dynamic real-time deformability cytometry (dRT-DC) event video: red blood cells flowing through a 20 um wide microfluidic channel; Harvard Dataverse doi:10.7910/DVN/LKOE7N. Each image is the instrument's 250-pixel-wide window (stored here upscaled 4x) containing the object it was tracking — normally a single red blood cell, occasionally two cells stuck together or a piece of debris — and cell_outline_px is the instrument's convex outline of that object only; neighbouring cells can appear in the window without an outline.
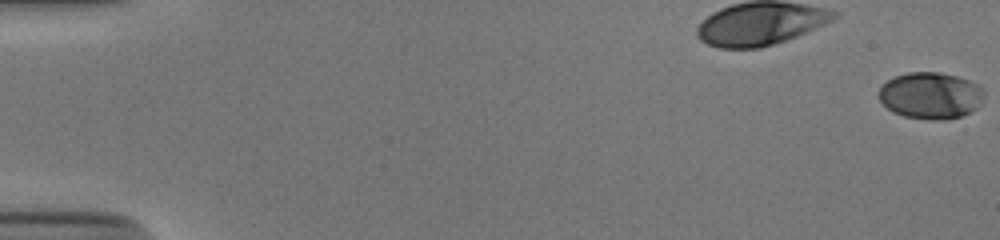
{"species": "human", "species_latin": "Homo sapiens", "temperature_condition": "cold", "stored_images_in_passage": 55, "camera_frame_rate_fps": 3000, "um_per_image_px": 0.085, "donor": {"sex": "male"}, "frame": {"image": 1, "passage_image": 1, "time_ms": 0.0, "image_size_px": [1000, 240], "cell_outline_px": [[984, 92], [976, 108], [960, 116], [940, 120], [932, 120], [904, 116], [892, 112], [880, 100], [880, 88], [888, 80], [896, 76], [908, 72], [940, 72], [956, 76], [968, 80], [984, 88]], "centroid_in_image_um": [79.09, 8.11], "position_along_channel_um": 5.9, "area_um2": 28.21}}
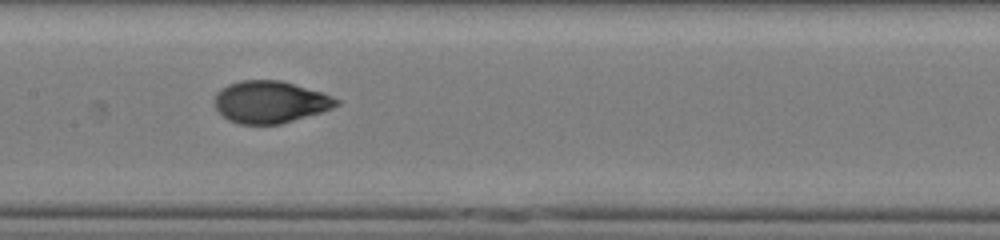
{"frame": {"image": 2, "passage_image": 29, "time_ms": 9.333, "image_size_px": [1000, 240], "cell_outline_px": [[340, 104], [332, 108], [320, 112], [280, 124], [240, 124], [228, 120], [216, 108], [212, 100], [216, 92], [220, 88], [228, 84], [240, 80], [280, 80], [320, 92], [332, 96], [340, 100]], "centroid_in_image_um": [22.92, 8.66], "position_along_channel_um": 184.5, "area_um2": 29.82}}
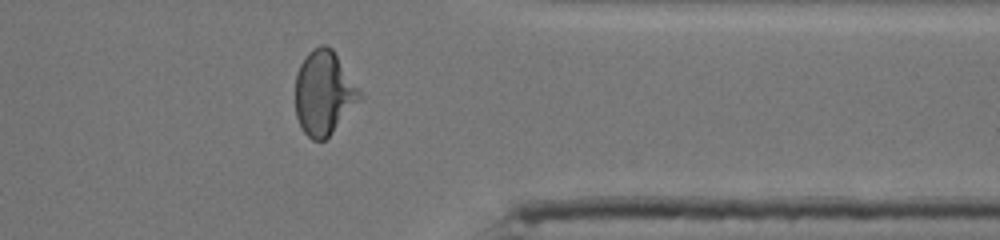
{"frame": {"image": 3, "passage_image": 45, "time_ms": 14.667, "image_size_px": [1000, 240], "cell_outline_px": [[360, 96], [332, 132], [324, 140], [312, 140], [304, 132], [296, 116], [296, 72], [304, 56], [312, 48], [320, 44], [324, 44], [332, 48], [360, 88]], "centroid_in_image_um": [27.49, 7.83], "position_along_channel_um": 383.9, "area_um2": 31.04}, "authors_computed_cell_mechanics": {"area_um2": 29.8248, "velocity_mm_per_s": 3.8855, "shape_relaxation_time_tau1_ms": 5.6466, "shape_relaxation_time_tau2_ms": 0.787, "deformation_change_tau1": 0.2205, "deformation_change_tau2": 0.043}}